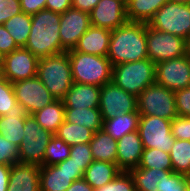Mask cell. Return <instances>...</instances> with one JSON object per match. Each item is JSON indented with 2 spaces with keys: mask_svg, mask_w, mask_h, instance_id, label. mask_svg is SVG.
Instances as JSON below:
<instances>
[{
  "mask_svg": "<svg viewBox=\"0 0 190 191\" xmlns=\"http://www.w3.org/2000/svg\"><path fill=\"white\" fill-rule=\"evenodd\" d=\"M107 58L112 66L148 58L146 23L128 21L112 30Z\"/></svg>",
  "mask_w": 190,
  "mask_h": 191,
  "instance_id": "cell-1",
  "label": "cell"
},
{
  "mask_svg": "<svg viewBox=\"0 0 190 191\" xmlns=\"http://www.w3.org/2000/svg\"><path fill=\"white\" fill-rule=\"evenodd\" d=\"M31 16L30 34L24 48L39 59L62 53L59 34L61 13L42 9Z\"/></svg>",
  "mask_w": 190,
  "mask_h": 191,
  "instance_id": "cell-2",
  "label": "cell"
},
{
  "mask_svg": "<svg viewBox=\"0 0 190 191\" xmlns=\"http://www.w3.org/2000/svg\"><path fill=\"white\" fill-rule=\"evenodd\" d=\"M74 83L102 87L112 81V65L107 57L67 51Z\"/></svg>",
  "mask_w": 190,
  "mask_h": 191,
  "instance_id": "cell-3",
  "label": "cell"
},
{
  "mask_svg": "<svg viewBox=\"0 0 190 191\" xmlns=\"http://www.w3.org/2000/svg\"><path fill=\"white\" fill-rule=\"evenodd\" d=\"M37 77L57 100H62L74 83L68 53L40 58Z\"/></svg>",
  "mask_w": 190,
  "mask_h": 191,
  "instance_id": "cell-4",
  "label": "cell"
},
{
  "mask_svg": "<svg viewBox=\"0 0 190 191\" xmlns=\"http://www.w3.org/2000/svg\"><path fill=\"white\" fill-rule=\"evenodd\" d=\"M112 81L137 97L149 85L156 83V64L146 58L112 66Z\"/></svg>",
  "mask_w": 190,
  "mask_h": 191,
  "instance_id": "cell-5",
  "label": "cell"
},
{
  "mask_svg": "<svg viewBox=\"0 0 190 191\" xmlns=\"http://www.w3.org/2000/svg\"><path fill=\"white\" fill-rule=\"evenodd\" d=\"M137 111L140 115L174 119L178 116L174 91L157 83L149 85L137 96Z\"/></svg>",
  "mask_w": 190,
  "mask_h": 191,
  "instance_id": "cell-6",
  "label": "cell"
},
{
  "mask_svg": "<svg viewBox=\"0 0 190 191\" xmlns=\"http://www.w3.org/2000/svg\"><path fill=\"white\" fill-rule=\"evenodd\" d=\"M148 24L159 31L187 39L190 35V3L168 1Z\"/></svg>",
  "mask_w": 190,
  "mask_h": 191,
  "instance_id": "cell-7",
  "label": "cell"
},
{
  "mask_svg": "<svg viewBox=\"0 0 190 191\" xmlns=\"http://www.w3.org/2000/svg\"><path fill=\"white\" fill-rule=\"evenodd\" d=\"M24 135L19 146L18 161L34 163L40 166L44 161L45 149L54 134L44 130L33 115L27 114L25 117Z\"/></svg>",
  "mask_w": 190,
  "mask_h": 191,
  "instance_id": "cell-8",
  "label": "cell"
},
{
  "mask_svg": "<svg viewBox=\"0 0 190 191\" xmlns=\"http://www.w3.org/2000/svg\"><path fill=\"white\" fill-rule=\"evenodd\" d=\"M148 58L155 64L186 54V39L152 28L146 23Z\"/></svg>",
  "mask_w": 190,
  "mask_h": 191,
  "instance_id": "cell-9",
  "label": "cell"
},
{
  "mask_svg": "<svg viewBox=\"0 0 190 191\" xmlns=\"http://www.w3.org/2000/svg\"><path fill=\"white\" fill-rule=\"evenodd\" d=\"M138 132L144 149L156 148L170 153L175 141L171 132V120L141 115Z\"/></svg>",
  "mask_w": 190,
  "mask_h": 191,
  "instance_id": "cell-10",
  "label": "cell"
},
{
  "mask_svg": "<svg viewBox=\"0 0 190 191\" xmlns=\"http://www.w3.org/2000/svg\"><path fill=\"white\" fill-rule=\"evenodd\" d=\"M99 110L103 120L113 119L124 113L137 111V97L124 91L113 81L101 87Z\"/></svg>",
  "mask_w": 190,
  "mask_h": 191,
  "instance_id": "cell-11",
  "label": "cell"
},
{
  "mask_svg": "<svg viewBox=\"0 0 190 191\" xmlns=\"http://www.w3.org/2000/svg\"><path fill=\"white\" fill-rule=\"evenodd\" d=\"M16 100L28 115L52 104L57 100L37 77L12 83Z\"/></svg>",
  "mask_w": 190,
  "mask_h": 191,
  "instance_id": "cell-12",
  "label": "cell"
},
{
  "mask_svg": "<svg viewBox=\"0 0 190 191\" xmlns=\"http://www.w3.org/2000/svg\"><path fill=\"white\" fill-rule=\"evenodd\" d=\"M156 83L171 91L190 86V56L161 61L156 64Z\"/></svg>",
  "mask_w": 190,
  "mask_h": 191,
  "instance_id": "cell-13",
  "label": "cell"
},
{
  "mask_svg": "<svg viewBox=\"0 0 190 191\" xmlns=\"http://www.w3.org/2000/svg\"><path fill=\"white\" fill-rule=\"evenodd\" d=\"M39 58L24 47H19L4 56L2 76L9 82L37 76Z\"/></svg>",
  "mask_w": 190,
  "mask_h": 191,
  "instance_id": "cell-14",
  "label": "cell"
},
{
  "mask_svg": "<svg viewBox=\"0 0 190 191\" xmlns=\"http://www.w3.org/2000/svg\"><path fill=\"white\" fill-rule=\"evenodd\" d=\"M90 26V14L87 12L70 7L61 13L59 34L62 53L74 49Z\"/></svg>",
  "mask_w": 190,
  "mask_h": 191,
  "instance_id": "cell-15",
  "label": "cell"
},
{
  "mask_svg": "<svg viewBox=\"0 0 190 191\" xmlns=\"http://www.w3.org/2000/svg\"><path fill=\"white\" fill-rule=\"evenodd\" d=\"M89 14L91 25L111 31L128 22L125 0H100Z\"/></svg>",
  "mask_w": 190,
  "mask_h": 191,
  "instance_id": "cell-16",
  "label": "cell"
},
{
  "mask_svg": "<svg viewBox=\"0 0 190 191\" xmlns=\"http://www.w3.org/2000/svg\"><path fill=\"white\" fill-rule=\"evenodd\" d=\"M143 151L144 147L138 130L123 135L117 141L116 164L118 168L124 172L137 168Z\"/></svg>",
  "mask_w": 190,
  "mask_h": 191,
  "instance_id": "cell-17",
  "label": "cell"
},
{
  "mask_svg": "<svg viewBox=\"0 0 190 191\" xmlns=\"http://www.w3.org/2000/svg\"><path fill=\"white\" fill-rule=\"evenodd\" d=\"M7 191H40V166L20 161L11 165Z\"/></svg>",
  "mask_w": 190,
  "mask_h": 191,
  "instance_id": "cell-18",
  "label": "cell"
},
{
  "mask_svg": "<svg viewBox=\"0 0 190 191\" xmlns=\"http://www.w3.org/2000/svg\"><path fill=\"white\" fill-rule=\"evenodd\" d=\"M111 30L91 25L80 37L75 51L107 57Z\"/></svg>",
  "mask_w": 190,
  "mask_h": 191,
  "instance_id": "cell-19",
  "label": "cell"
},
{
  "mask_svg": "<svg viewBox=\"0 0 190 191\" xmlns=\"http://www.w3.org/2000/svg\"><path fill=\"white\" fill-rule=\"evenodd\" d=\"M101 87L73 83L62 99L65 108H99Z\"/></svg>",
  "mask_w": 190,
  "mask_h": 191,
  "instance_id": "cell-20",
  "label": "cell"
},
{
  "mask_svg": "<svg viewBox=\"0 0 190 191\" xmlns=\"http://www.w3.org/2000/svg\"><path fill=\"white\" fill-rule=\"evenodd\" d=\"M84 173H68L57 165H40V191H66Z\"/></svg>",
  "mask_w": 190,
  "mask_h": 191,
  "instance_id": "cell-21",
  "label": "cell"
},
{
  "mask_svg": "<svg viewBox=\"0 0 190 191\" xmlns=\"http://www.w3.org/2000/svg\"><path fill=\"white\" fill-rule=\"evenodd\" d=\"M26 115L22 105L17 102L6 115L0 117V135L18 147L25 136Z\"/></svg>",
  "mask_w": 190,
  "mask_h": 191,
  "instance_id": "cell-22",
  "label": "cell"
},
{
  "mask_svg": "<svg viewBox=\"0 0 190 191\" xmlns=\"http://www.w3.org/2000/svg\"><path fill=\"white\" fill-rule=\"evenodd\" d=\"M132 177L136 191H164L165 179L173 171L156 168H133L128 171Z\"/></svg>",
  "mask_w": 190,
  "mask_h": 191,
  "instance_id": "cell-23",
  "label": "cell"
},
{
  "mask_svg": "<svg viewBox=\"0 0 190 191\" xmlns=\"http://www.w3.org/2000/svg\"><path fill=\"white\" fill-rule=\"evenodd\" d=\"M120 172L116 163L94 160L84 171L83 179L96 189L113 181Z\"/></svg>",
  "mask_w": 190,
  "mask_h": 191,
  "instance_id": "cell-24",
  "label": "cell"
},
{
  "mask_svg": "<svg viewBox=\"0 0 190 191\" xmlns=\"http://www.w3.org/2000/svg\"><path fill=\"white\" fill-rule=\"evenodd\" d=\"M89 146L93 160L116 163L117 140L107 134L103 129L94 133Z\"/></svg>",
  "mask_w": 190,
  "mask_h": 191,
  "instance_id": "cell-25",
  "label": "cell"
},
{
  "mask_svg": "<svg viewBox=\"0 0 190 191\" xmlns=\"http://www.w3.org/2000/svg\"><path fill=\"white\" fill-rule=\"evenodd\" d=\"M169 0H126V15L130 22L148 23Z\"/></svg>",
  "mask_w": 190,
  "mask_h": 191,
  "instance_id": "cell-26",
  "label": "cell"
},
{
  "mask_svg": "<svg viewBox=\"0 0 190 191\" xmlns=\"http://www.w3.org/2000/svg\"><path fill=\"white\" fill-rule=\"evenodd\" d=\"M37 123L52 134H56L59 126L65 121L63 100H55L52 104L32 114Z\"/></svg>",
  "mask_w": 190,
  "mask_h": 191,
  "instance_id": "cell-27",
  "label": "cell"
},
{
  "mask_svg": "<svg viewBox=\"0 0 190 191\" xmlns=\"http://www.w3.org/2000/svg\"><path fill=\"white\" fill-rule=\"evenodd\" d=\"M140 116L138 112H132L124 113L113 119L103 120L102 129L118 141L123 135L138 130Z\"/></svg>",
  "mask_w": 190,
  "mask_h": 191,
  "instance_id": "cell-28",
  "label": "cell"
},
{
  "mask_svg": "<svg viewBox=\"0 0 190 191\" xmlns=\"http://www.w3.org/2000/svg\"><path fill=\"white\" fill-rule=\"evenodd\" d=\"M65 121L81 125L94 133L103 128V119L99 108H65Z\"/></svg>",
  "mask_w": 190,
  "mask_h": 191,
  "instance_id": "cell-29",
  "label": "cell"
},
{
  "mask_svg": "<svg viewBox=\"0 0 190 191\" xmlns=\"http://www.w3.org/2000/svg\"><path fill=\"white\" fill-rule=\"evenodd\" d=\"M32 16L21 12L8 19L3 25L18 47H25L31 29Z\"/></svg>",
  "mask_w": 190,
  "mask_h": 191,
  "instance_id": "cell-30",
  "label": "cell"
},
{
  "mask_svg": "<svg viewBox=\"0 0 190 191\" xmlns=\"http://www.w3.org/2000/svg\"><path fill=\"white\" fill-rule=\"evenodd\" d=\"M55 135L61 138L67 145L72 146L79 143H89L93 138L94 132L84 126L64 121L59 126Z\"/></svg>",
  "mask_w": 190,
  "mask_h": 191,
  "instance_id": "cell-31",
  "label": "cell"
},
{
  "mask_svg": "<svg viewBox=\"0 0 190 191\" xmlns=\"http://www.w3.org/2000/svg\"><path fill=\"white\" fill-rule=\"evenodd\" d=\"M173 172L190 176V141L177 140L170 149Z\"/></svg>",
  "mask_w": 190,
  "mask_h": 191,
  "instance_id": "cell-32",
  "label": "cell"
},
{
  "mask_svg": "<svg viewBox=\"0 0 190 191\" xmlns=\"http://www.w3.org/2000/svg\"><path fill=\"white\" fill-rule=\"evenodd\" d=\"M138 168H156L173 171L170 153L156 148L144 149Z\"/></svg>",
  "mask_w": 190,
  "mask_h": 191,
  "instance_id": "cell-33",
  "label": "cell"
},
{
  "mask_svg": "<svg viewBox=\"0 0 190 191\" xmlns=\"http://www.w3.org/2000/svg\"><path fill=\"white\" fill-rule=\"evenodd\" d=\"M70 148L71 146L54 134L45 149L44 161L41 165L50 166L63 162L70 156Z\"/></svg>",
  "mask_w": 190,
  "mask_h": 191,
  "instance_id": "cell-34",
  "label": "cell"
},
{
  "mask_svg": "<svg viewBox=\"0 0 190 191\" xmlns=\"http://www.w3.org/2000/svg\"><path fill=\"white\" fill-rule=\"evenodd\" d=\"M16 103L13 84L2 76L0 78V117L6 115Z\"/></svg>",
  "mask_w": 190,
  "mask_h": 191,
  "instance_id": "cell-35",
  "label": "cell"
},
{
  "mask_svg": "<svg viewBox=\"0 0 190 191\" xmlns=\"http://www.w3.org/2000/svg\"><path fill=\"white\" fill-rule=\"evenodd\" d=\"M94 191H136V189L129 172L121 171L113 181Z\"/></svg>",
  "mask_w": 190,
  "mask_h": 191,
  "instance_id": "cell-36",
  "label": "cell"
},
{
  "mask_svg": "<svg viewBox=\"0 0 190 191\" xmlns=\"http://www.w3.org/2000/svg\"><path fill=\"white\" fill-rule=\"evenodd\" d=\"M70 158L78 164L84 171L93 162V157L89 143L72 145L70 148Z\"/></svg>",
  "mask_w": 190,
  "mask_h": 191,
  "instance_id": "cell-37",
  "label": "cell"
},
{
  "mask_svg": "<svg viewBox=\"0 0 190 191\" xmlns=\"http://www.w3.org/2000/svg\"><path fill=\"white\" fill-rule=\"evenodd\" d=\"M18 158L19 147L0 135V164L13 165Z\"/></svg>",
  "mask_w": 190,
  "mask_h": 191,
  "instance_id": "cell-38",
  "label": "cell"
},
{
  "mask_svg": "<svg viewBox=\"0 0 190 191\" xmlns=\"http://www.w3.org/2000/svg\"><path fill=\"white\" fill-rule=\"evenodd\" d=\"M171 132L177 140L190 141V117L176 116L172 119Z\"/></svg>",
  "mask_w": 190,
  "mask_h": 191,
  "instance_id": "cell-39",
  "label": "cell"
},
{
  "mask_svg": "<svg viewBox=\"0 0 190 191\" xmlns=\"http://www.w3.org/2000/svg\"><path fill=\"white\" fill-rule=\"evenodd\" d=\"M178 116L190 117V86L174 92Z\"/></svg>",
  "mask_w": 190,
  "mask_h": 191,
  "instance_id": "cell-40",
  "label": "cell"
},
{
  "mask_svg": "<svg viewBox=\"0 0 190 191\" xmlns=\"http://www.w3.org/2000/svg\"><path fill=\"white\" fill-rule=\"evenodd\" d=\"M21 12L20 0H0V24Z\"/></svg>",
  "mask_w": 190,
  "mask_h": 191,
  "instance_id": "cell-41",
  "label": "cell"
},
{
  "mask_svg": "<svg viewBox=\"0 0 190 191\" xmlns=\"http://www.w3.org/2000/svg\"><path fill=\"white\" fill-rule=\"evenodd\" d=\"M188 176L173 172L165 179L164 191H187Z\"/></svg>",
  "mask_w": 190,
  "mask_h": 191,
  "instance_id": "cell-42",
  "label": "cell"
},
{
  "mask_svg": "<svg viewBox=\"0 0 190 191\" xmlns=\"http://www.w3.org/2000/svg\"><path fill=\"white\" fill-rule=\"evenodd\" d=\"M18 48L10 33L0 24V52L5 56Z\"/></svg>",
  "mask_w": 190,
  "mask_h": 191,
  "instance_id": "cell-43",
  "label": "cell"
},
{
  "mask_svg": "<svg viewBox=\"0 0 190 191\" xmlns=\"http://www.w3.org/2000/svg\"><path fill=\"white\" fill-rule=\"evenodd\" d=\"M45 3L46 0H20L22 12L30 15L45 9Z\"/></svg>",
  "mask_w": 190,
  "mask_h": 191,
  "instance_id": "cell-44",
  "label": "cell"
},
{
  "mask_svg": "<svg viewBox=\"0 0 190 191\" xmlns=\"http://www.w3.org/2000/svg\"><path fill=\"white\" fill-rule=\"evenodd\" d=\"M72 7V0H46L45 9L57 13H64Z\"/></svg>",
  "mask_w": 190,
  "mask_h": 191,
  "instance_id": "cell-45",
  "label": "cell"
},
{
  "mask_svg": "<svg viewBox=\"0 0 190 191\" xmlns=\"http://www.w3.org/2000/svg\"><path fill=\"white\" fill-rule=\"evenodd\" d=\"M100 0H72V7L90 13Z\"/></svg>",
  "mask_w": 190,
  "mask_h": 191,
  "instance_id": "cell-46",
  "label": "cell"
},
{
  "mask_svg": "<svg viewBox=\"0 0 190 191\" xmlns=\"http://www.w3.org/2000/svg\"><path fill=\"white\" fill-rule=\"evenodd\" d=\"M60 169H64L68 173H84V170L75 162L72 161V158L68 157L63 162L56 164Z\"/></svg>",
  "mask_w": 190,
  "mask_h": 191,
  "instance_id": "cell-47",
  "label": "cell"
},
{
  "mask_svg": "<svg viewBox=\"0 0 190 191\" xmlns=\"http://www.w3.org/2000/svg\"><path fill=\"white\" fill-rule=\"evenodd\" d=\"M11 165L0 164V191H7Z\"/></svg>",
  "mask_w": 190,
  "mask_h": 191,
  "instance_id": "cell-48",
  "label": "cell"
},
{
  "mask_svg": "<svg viewBox=\"0 0 190 191\" xmlns=\"http://www.w3.org/2000/svg\"><path fill=\"white\" fill-rule=\"evenodd\" d=\"M66 191H94V188L81 178L73 181Z\"/></svg>",
  "mask_w": 190,
  "mask_h": 191,
  "instance_id": "cell-49",
  "label": "cell"
},
{
  "mask_svg": "<svg viewBox=\"0 0 190 191\" xmlns=\"http://www.w3.org/2000/svg\"><path fill=\"white\" fill-rule=\"evenodd\" d=\"M186 55L190 56V35L186 39Z\"/></svg>",
  "mask_w": 190,
  "mask_h": 191,
  "instance_id": "cell-50",
  "label": "cell"
},
{
  "mask_svg": "<svg viewBox=\"0 0 190 191\" xmlns=\"http://www.w3.org/2000/svg\"><path fill=\"white\" fill-rule=\"evenodd\" d=\"M4 55L0 52V68L3 67Z\"/></svg>",
  "mask_w": 190,
  "mask_h": 191,
  "instance_id": "cell-51",
  "label": "cell"
},
{
  "mask_svg": "<svg viewBox=\"0 0 190 191\" xmlns=\"http://www.w3.org/2000/svg\"><path fill=\"white\" fill-rule=\"evenodd\" d=\"M169 1H175L179 3H190V0H169Z\"/></svg>",
  "mask_w": 190,
  "mask_h": 191,
  "instance_id": "cell-52",
  "label": "cell"
},
{
  "mask_svg": "<svg viewBox=\"0 0 190 191\" xmlns=\"http://www.w3.org/2000/svg\"><path fill=\"white\" fill-rule=\"evenodd\" d=\"M187 191H190V176H188Z\"/></svg>",
  "mask_w": 190,
  "mask_h": 191,
  "instance_id": "cell-53",
  "label": "cell"
},
{
  "mask_svg": "<svg viewBox=\"0 0 190 191\" xmlns=\"http://www.w3.org/2000/svg\"><path fill=\"white\" fill-rule=\"evenodd\" d=\"M2 77V68H0V78Z\"/></svg>",
  "mask_w": 190,
  "mask_h": 191,
  "instance_id": "cell-54",
  "label": "cell"
}]
</instances>
